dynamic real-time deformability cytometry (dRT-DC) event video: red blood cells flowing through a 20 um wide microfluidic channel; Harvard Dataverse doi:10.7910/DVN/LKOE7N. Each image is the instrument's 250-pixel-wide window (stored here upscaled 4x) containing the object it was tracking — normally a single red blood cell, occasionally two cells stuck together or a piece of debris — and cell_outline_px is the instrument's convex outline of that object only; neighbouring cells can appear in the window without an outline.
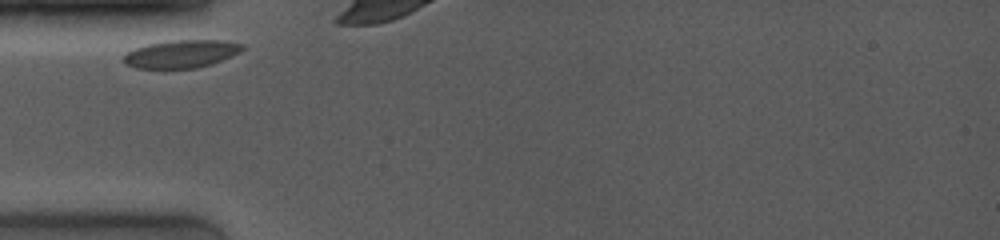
{"species": "common noctule bat (a hibernating species)", "species_latin": "Nyctalus noctula", "temperature_condition": "room temperature", "stored_images_in_passage": 13, "camera_frame_rate_fps": 4000, "um_per_image_px": 0.085, "animal": {"sex": "female", "body_mass_g": 19.0, "forearm_length_mm": 53.3}, "frame": {"image": 1, "passage_image": 1, "time_ms": 0.0, "image_size_px": [1000, 240], "cell_outline_px": [[244, 48], [240, 52], [232, 56], [212, 64], [196, 68], [136, 68], [128, 64], [124, 60], [124, 56], [128, 52], [136, 48], [148, 44], [172, 40], [220, 40], [244, 44]], "centroid_in_image_um": [15.46, 4.58], "position_along_channel_um": 69.5, "area_um2": 19.07}}